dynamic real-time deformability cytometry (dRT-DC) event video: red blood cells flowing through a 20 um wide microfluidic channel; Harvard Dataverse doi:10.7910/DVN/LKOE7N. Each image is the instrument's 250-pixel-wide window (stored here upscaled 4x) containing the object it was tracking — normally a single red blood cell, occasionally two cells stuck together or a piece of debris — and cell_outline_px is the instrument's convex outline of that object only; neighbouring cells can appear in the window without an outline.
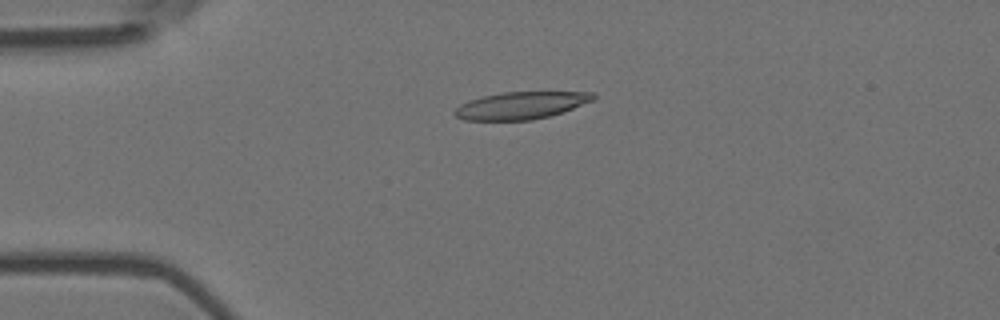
{"species": "Egyptian fruit bat (a non-hibernating species)", "species_latin": "Rousettus aegyptiacus", "temperature_condition": "room temperature", "stored_images_in_passage": 6, "camera_frame_rate_fps": 3000, "um_per_image_px": 0.085, "animal": {"sex": "female"}, "frame": {"image": 1, "passage_image": 4, "time_ms": 1.0, "image_size_px": [1000, 320], "cell_outline_px": [[596, 96], [592, 100], [572, 108], [548, 116], [532, 120], [464, 120], [456, 116], [452, 112], [460, 104], [468, 100], [484, 96], [504, 92], [596, 92]], "centroid_in_image_um": [44.24, 8.96], "position_along_channel_um": 40.8, "area_um2": 21.79}}
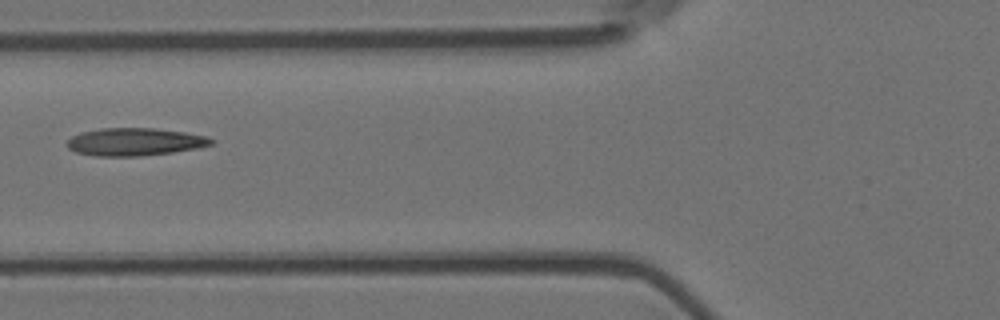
{"frame": {"image": 2, "passage_image": 6, "time_ms": 1.667, "image_size_px": [1000, 320], "cell_outline_px": [[216, 140], [212, 144], [196, 148], [172, 152], [140, 156], [96, 156], [76, 152], [68, 148], [68, 140], [72, 136], [80, 132], [100, 128], [152, 128], [184, 132], [208, 136]], "centroid_in_image_um": [11.46, 12.05], "position_along_channel_um": 114.3, "area_um2": 23.24}}